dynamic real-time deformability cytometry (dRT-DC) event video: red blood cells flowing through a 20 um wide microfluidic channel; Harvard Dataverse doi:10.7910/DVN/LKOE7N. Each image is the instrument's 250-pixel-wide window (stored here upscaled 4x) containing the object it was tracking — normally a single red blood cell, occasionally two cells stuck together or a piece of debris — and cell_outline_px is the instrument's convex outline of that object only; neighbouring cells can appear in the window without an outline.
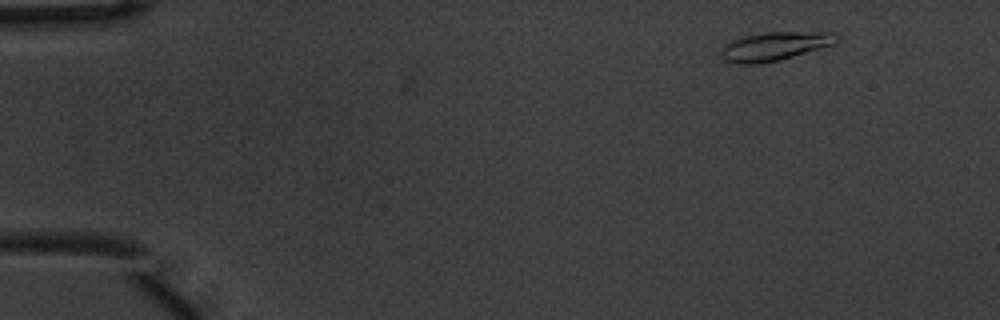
{"species": "common noctule bat (a hibernating species)", "species_latin": "Nyctalus noctula", "temperature_condition": "warm", "stored_images_in_passage": 5, "camera_frame_rate_fps": 3000, "um_per_image_px": 0.085, "animal": {"sex": "male", "body_mass_g": 20.1, "forearm_length_mm": 53.5}, "frame": {"image": 1, "passage_image": 2, "time_ms": 0.333, "image_size_px": [1000, 320], "cell_outline_px": [[840, 36], [836, 44], [780, 60], [756, 64], [736, 64], [724, 60], [720, 56], [720, 52], [724, 44], [732, 40], [744, 36], [764, 32], [836, 32]], "centroid_in_image_um": [65.87, 3.93], "position_along_channel_um": 19.1, "area_um2": 19.59}}